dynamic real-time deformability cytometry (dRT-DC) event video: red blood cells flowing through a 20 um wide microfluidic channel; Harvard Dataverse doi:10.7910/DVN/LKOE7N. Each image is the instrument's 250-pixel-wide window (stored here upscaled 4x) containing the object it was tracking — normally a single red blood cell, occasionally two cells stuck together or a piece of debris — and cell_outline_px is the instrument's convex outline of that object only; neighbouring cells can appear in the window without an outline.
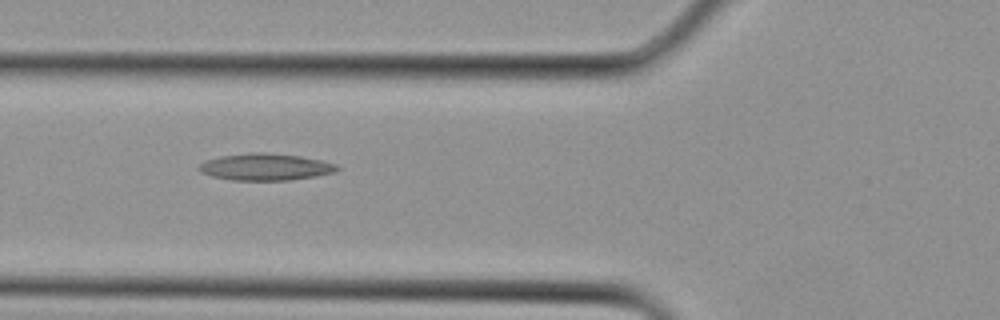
{"species": "Egyptian fruit bat (a non-hibernating species)", "species_latin": "Rousettus aegyptiacus", "temperature_condition": "cold", "stored_images_in_passage": 22, "camera_frame_rate_fps": 3000, "um_per_image_px": 0.085, "animal": {"sex": "female"}, "frame": {"image": 1, "passage_image": 3, "time_ms": 0.667, "image_size_px": [1000, 320], "cell_outline_px": [[340, 168], [336, 172], [316, 176], [292, 180], [232, 180], [212, 176], [200, 172], [196, 168], [204, 160], [220, 156], [248, 152], [264, 152], [300, 156], [320, 160], [336, 164]], "centroid_in_image_um": [22.54, 14.18], "position_along_channel_um": 103.3, "area_um2": 21.79}}
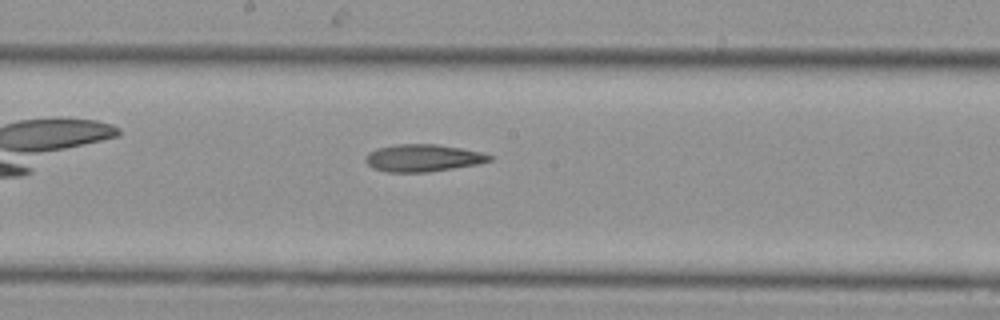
{"frame": {"image": 2, "passage_image": 8, "time_ms": 2.333, "image_size_px": [1000, 320], "cell_outline_px": [[492, 160], [480, 164], [428, 172], [388, 172], [372, 168], [364, 160], [364, 156], [368, 152], [376, 148], [396, 144], [436, 144], [460, 148], [480, 152], [492, 156]], "centroid_in_image_um": [35.91, 13.43], "position_along_channel_um": 212.3, "area_um2": 19.83}}
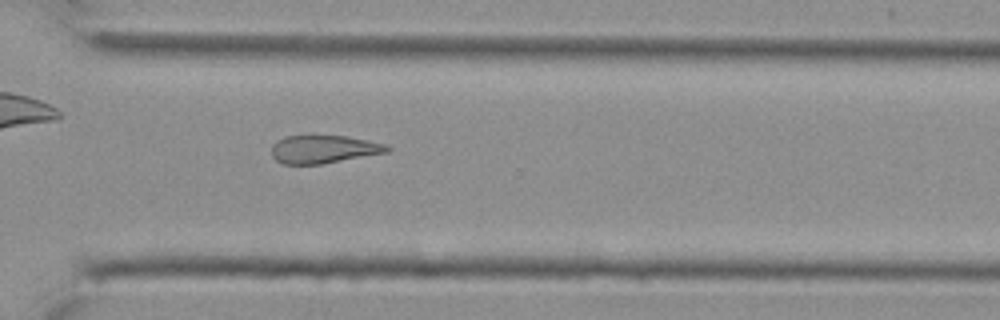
{"frame": {"image": 3, "passage_image": 14, "time_ms": 4.333, "image_size_px": [1000, 320], "cell_outline_px": [[392, 148], [388, 152], [320, 164], [284, 164], [276, 160], [272, 156], [272, 144], [284, 136], [308, 132], [344, 136], [384, 144]], "centroid_in_image_um": [27.43, 12.63], "position_along_channel_um": 343.2, "area_um2": 19.42}}